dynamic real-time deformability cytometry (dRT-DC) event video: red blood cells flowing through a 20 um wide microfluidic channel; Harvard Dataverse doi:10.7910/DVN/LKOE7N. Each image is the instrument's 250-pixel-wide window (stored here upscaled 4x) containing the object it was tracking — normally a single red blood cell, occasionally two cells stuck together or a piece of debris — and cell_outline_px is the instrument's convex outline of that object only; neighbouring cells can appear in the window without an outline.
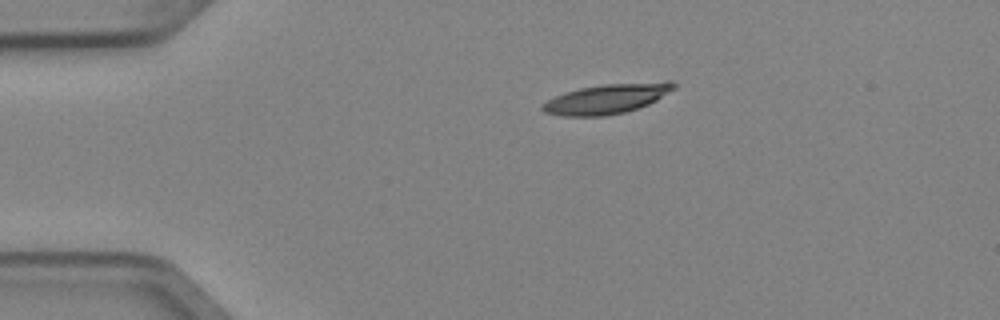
{"species": "Egyptian fruit bat (a non-hibernating species)", "species_latin": "Rousettus aegyptiacus", "temperature_condition": "cold", "stored_images_in_passage": 2, "camera_frame_rate_fps": 3000, "um_per_image_px": 0.085, "animal": {"sex": "female"}, "frame": {"image": 1, "passage_image": 2, "time_ms": 0.333, "image_size_px": [1000, 320], "cell_outline_px": [[676, 88], [656, 100], [648, 104], [624, 112], [604, 116], [560, 116], [544, 112], [540, 108], [540, 104], [564, 92], [580, 88], [604, 84], [664, 80], [672, 80], [676, 84]], "centroid_in_image_um": [51.6, 8.38], "position_along_channel_um": 33.4, "area_um2": 23.06}}